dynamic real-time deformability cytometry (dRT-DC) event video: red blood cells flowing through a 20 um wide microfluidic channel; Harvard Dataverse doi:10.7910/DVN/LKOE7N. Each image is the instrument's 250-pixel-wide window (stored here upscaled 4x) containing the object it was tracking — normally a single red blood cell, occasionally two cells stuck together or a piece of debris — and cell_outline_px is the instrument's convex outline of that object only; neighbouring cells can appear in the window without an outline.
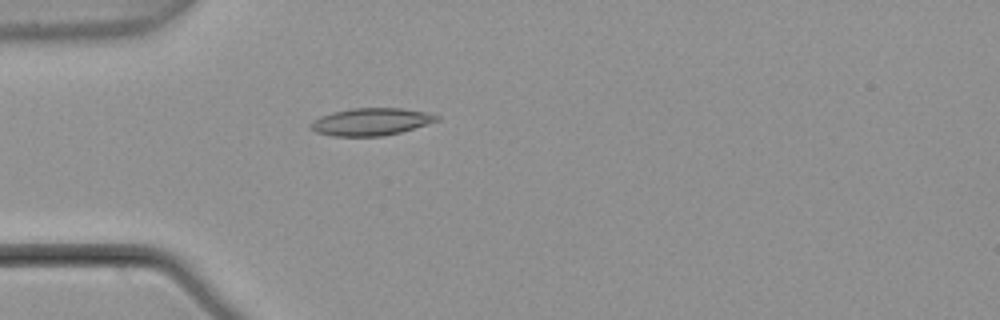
{"species": "common noctule bat (a hibernating species)", "species_latin": "Nyctalus noctula", "temperature_condition": "warm", "stored_images_in_passage": 4, "camera_frame_rate_fps": 3000, "um_per_image_px": 0.085, "animal": {"sex": "male", "body_mass_g": 21.5, "forearm_length_mm": 52.0}, "frame": {"image": 1, "passage_image": 4, "time_ms": 1.0, "image_size_px": [1000, 320], "cell_outline_px": [[440, 120], [400, 132], [380, 136], [332, 136], [316, 132], [308, 128], [308, 124], [312, 120], [320, 116], [332, 112], [352, 108], [400, 108], [428, 112], [440, 116]], "centroid_in_image_um": [31.49, 10.34], "position_along_channel_um": 53.5, "area_um2": 20.23}}